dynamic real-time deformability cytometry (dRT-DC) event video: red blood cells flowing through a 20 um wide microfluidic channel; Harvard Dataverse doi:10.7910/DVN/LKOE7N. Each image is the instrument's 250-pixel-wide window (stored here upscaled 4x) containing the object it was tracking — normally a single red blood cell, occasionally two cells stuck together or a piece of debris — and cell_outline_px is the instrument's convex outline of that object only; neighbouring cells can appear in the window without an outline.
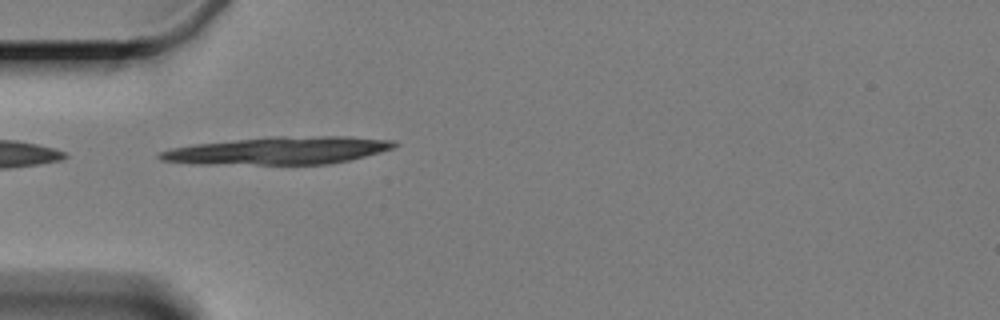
{"species": "Egyptian fruit bat (a non-hibernating species)", "species_latin": "Rousettus aegyptiacus", "temperature_condition": "cold", "stored_images_in_passage": 3, "camera_frame_rate_fps": 3000, "um_per_image_px": 0.085, "animal": {"sex": "female"}, "frame": {"image": 1, "passage_image": 2, "time_ms": 1.333, "image_size_px": [1000, 320], "cell_outline_px": [[400, 144], [392, 148], [380, 152], [348, 160], [328, 164], [200, 164], [160, 160], [156, 156], [160, 152], [172, 148], [196, 144], [272, 136], [348, 136], [392, 140]], "centroid_in_image_um": [23.69, 12.79], "position_along_channel_um": 61.3, "area_um2": 37.57}}